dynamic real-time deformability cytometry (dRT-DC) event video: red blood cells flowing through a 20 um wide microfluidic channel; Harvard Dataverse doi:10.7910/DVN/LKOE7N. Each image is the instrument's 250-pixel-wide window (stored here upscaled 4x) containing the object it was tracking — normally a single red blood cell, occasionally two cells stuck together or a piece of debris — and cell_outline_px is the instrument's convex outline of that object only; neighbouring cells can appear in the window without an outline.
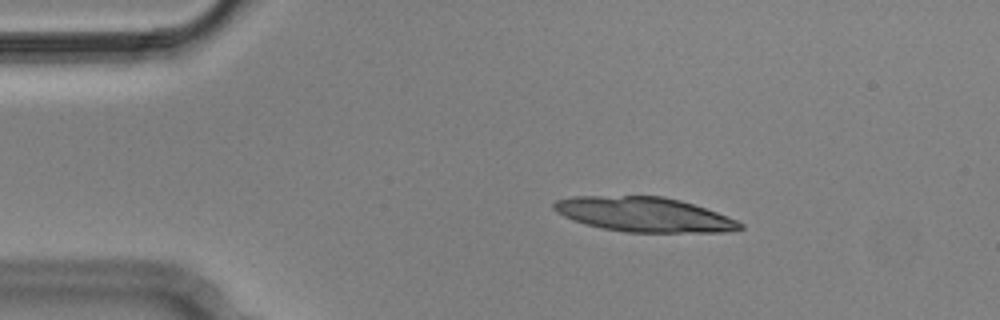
{"species": "Egyptian fruit bat (a non-hibernating species)", "species_latin": "Rousettus aegyptiacus", "temperature_condition": "cold", "stored_images_in_passage": 6, "camera_frame_rate_fps": 3000, "um_per_image_px": 0.085, "animal": {"sex": "male"}, "frame": {"image": 1, "passage_image": 3, "time_ms": 0.667, "image_size_px": [1000, 320], "cell_outline_px": [[744, 228], [724, 232], [624, 232], [584, 224], [572, 220], [556, 212], [552, 208], [552, 204], [556, 200], [572, 196], [664, 196], [680, 200], [728, 216], [744, 224]], "centroid_in_image_um": [54.72, 18.23], "position_along_channel_um": 30.3, "area_um2": 37.57}}